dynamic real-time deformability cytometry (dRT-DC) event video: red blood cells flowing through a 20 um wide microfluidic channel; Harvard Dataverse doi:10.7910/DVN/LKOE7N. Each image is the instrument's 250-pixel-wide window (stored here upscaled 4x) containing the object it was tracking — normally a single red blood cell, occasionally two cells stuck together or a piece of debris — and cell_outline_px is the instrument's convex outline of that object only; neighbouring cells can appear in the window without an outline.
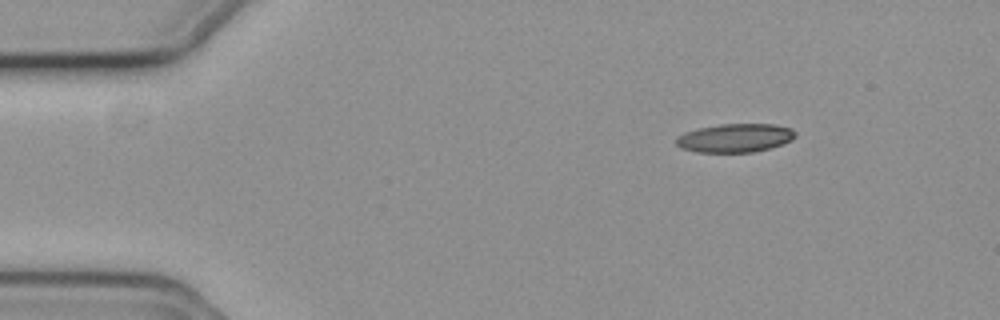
{"species": "common noctule bat (a hibernating species)", "species_latin": "Nyctalus noctula", "temperature_condition": "cold", "stored_images_in_passage": 49, "camera_frame_rate_fps": 3000, "um_per_image_px": 0.085, "animal": {"sex": "female", "body_mass_g": 19.3, "forearm_length_mm": 54.1}, "frame": {"image": 1, "passage_image": 1, "time_ms": 0.0, "image_size_px": [1000, 320], "cell_outline_px": [[796, 136], [792, 140], [784, 144], [752, 152], [696, 152], [680, 148], [676, 144], [676, 136], [684, 132], [700, 128], [720, 124], [776, 124], [792, 128], [796, 132]], "centroid_in_image_um": [62.49, 11.72], "position_along_channel_um": 22.5, "area_um2": 20.0}}
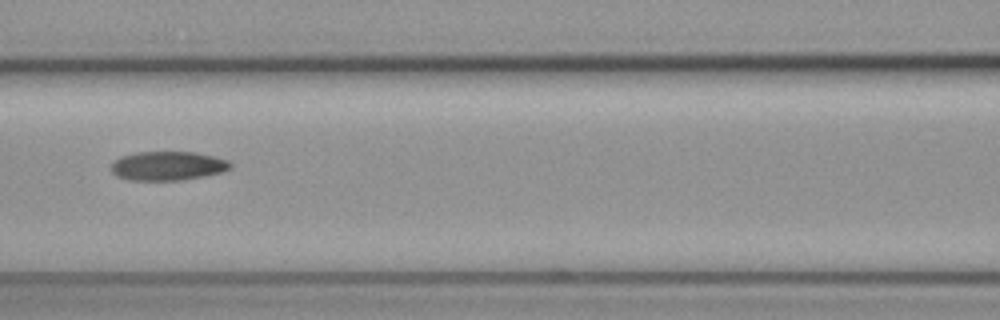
{"frame": {"image": 2, "passage_image": 18, "time_ms": 5.667, "image_size_px": [1000, 320], "cell_outline_px": [[232, 168], [220, 172], [204, 176], [180, 180], [128, 180], [116, 176], [112, 172], [112, 160], [120, 156], [136, 152], [196, 152], [228, 160], [232, 164]], "centroid_in_image_um": [14.23, 14.09], "position_along_channel_um": 152.4, "area_um2": 20.23}}
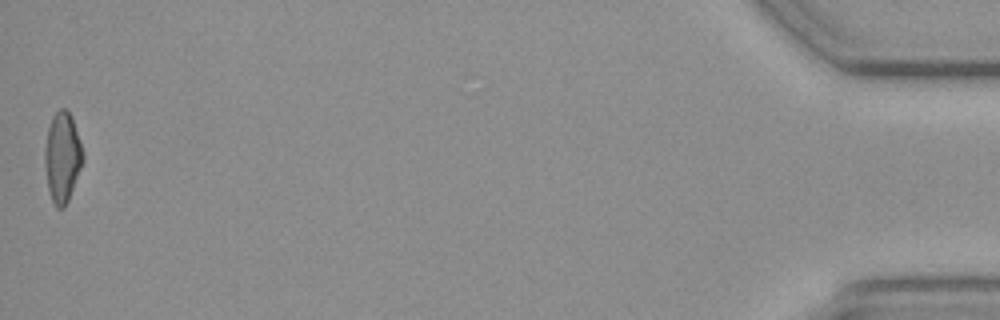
{"frame": {"image": 3, "passage_image": 49, "time_ms": 16.0, "image_size_px": [1000, 320], "cell_outline_px": [[84, 160], [68, 200], [64, 208], [56, 208], [52, 200], [48, 188], [44, 164], [44, 148], [48, 128], [52, 116], [60, 108], [64, 108], [72, 116], [84, 156]], "centroid_in_image_um": [5.28, 13.36], "position_along_channel_um": 429.9, "area_um2": 19.94}, "authors_computed_cell_mechanics": {"area_um2": 20.2878, "velocity_mm_per_s": 3.699, "shape_relaxation_time_tau1_ms": null, "shape_relaxation_time_tau2_ms": 11.1863, "deformation_change_tau1": null, "deformation_change_tau2": 0.17}}